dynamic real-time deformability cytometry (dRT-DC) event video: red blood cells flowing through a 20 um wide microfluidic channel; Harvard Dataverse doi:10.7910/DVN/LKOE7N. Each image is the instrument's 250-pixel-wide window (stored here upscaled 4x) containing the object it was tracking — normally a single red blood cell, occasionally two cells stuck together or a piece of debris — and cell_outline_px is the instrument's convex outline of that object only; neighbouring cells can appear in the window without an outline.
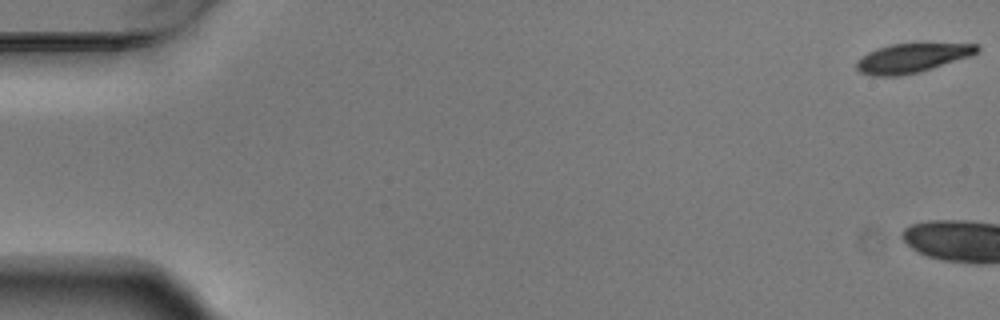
{"species": "Egyptian fruit bat (a non-hibernating species)", "species_latin": "Rousettus aegyptiacus", "temperature_condition": "warm", "stored_images_in_passage": 7, "camera_frame_rate_fps": 3000, "um_per_image_px": 0.085, "animal": {"sex": "male"}, "frame": {"image": 1, "passage_image": 1, "time_ms": 0.0, "image_size_px": [1000, 320], "cell_outline_px": [[980, 48], [972, 56], [920, 72], [900, 76], [872, 76], [860, 72], [856, 68], [856, 60], [868, 52], [892, 44], [980, 44]], "centroid_in_image_um": [77.51, 4.95], "position_along_channel_um": 7.5, "area_um2": 20.4}}